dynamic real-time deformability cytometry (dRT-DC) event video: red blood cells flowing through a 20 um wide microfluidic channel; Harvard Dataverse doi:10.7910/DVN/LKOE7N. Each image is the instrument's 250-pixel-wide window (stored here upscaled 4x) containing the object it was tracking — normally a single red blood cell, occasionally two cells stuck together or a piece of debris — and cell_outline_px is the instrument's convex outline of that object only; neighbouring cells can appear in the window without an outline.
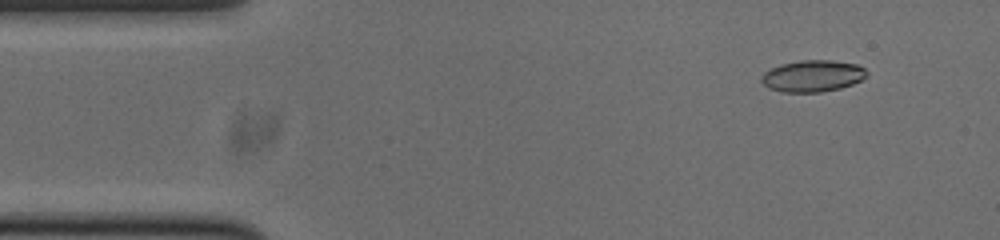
{"species": "common noctule bat (a hibernating species)", "species_latin": "Nyctalus noctula", "temperature_condition": "cold", "stored_images_in_passage": 53, "camera_frame_rate_fps": 3000, "um_per_image_px": 0.085, "animal": {"sex": "male", "body_mass_g": 20.0, "forearm_length_mm": 53.3}, "frame": {"image": 1, "passage_image": 5, "time_ms": 1.333, "image_size_px": [1000, 240], "cell_outline_px": [[868, 72], [860, 80], [852, 84], [840, 88], [820, 92], [780, 92], [768, 88], [760, 80], [764, 72], [780, 64], [800, 60], [832, 60], [856, 64], [864, 68]], "centroid_in_image_um": [69.04, 6.46], "position_along_channel_um": 16.0, "area_um2": 19.36}}
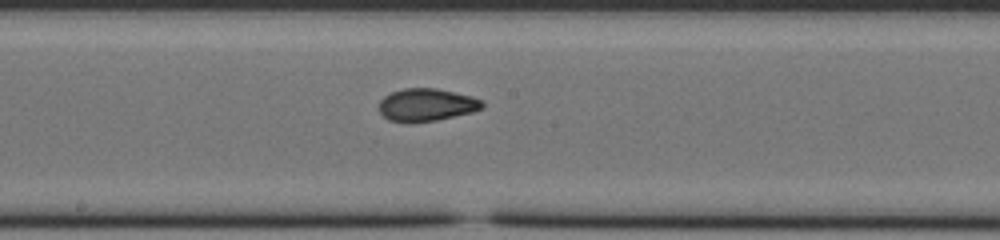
{"frame": {"image": 2, "passage_image": 27, "time_ms": 8.667, "image_size_px": [1000, 240], "cell_outline_px": [[484, 108], [472, 112], [436, 120], [412, 124], [408, 124], [388, 120], [380, 112], [380, 100], [384, 96], [392, 92], [404, 88], [436, 88], [472, 96], [484, 100]], "centroid_in_image_um": [36.27, 8.93], "position_along_channel_um": 211.9, "area_um2": 19.94}}
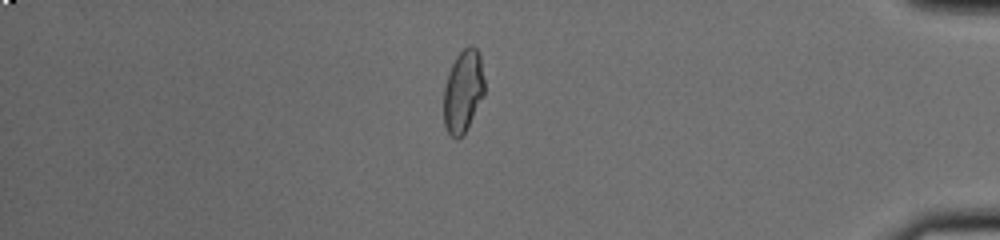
{"frame": {"image": 3, "passage_image": 45, "time_ms": 14.667, "image_size_px": [1000, 240], "cell_outline_px": [[484, 96], [464, 132], [456, 140], [448, 132], [444, 124], [444, 88], [452, 64], [456, 56], [468, 44], [472, 44], [480, 52], [484, 80]], "centroid_in_image_um": [39.38, 7.7], "position_along_channel_um": 395.8, "area_um2": 19.48}, "authors_computed_cell_mechanics": {"area_um2": 19.7676, "velocity_mm_per_s": 3.7813, "shape_relaxation_time_tau1_ms": 5.9748, "shape_relaxation_time_tau2_ms": 1.8264, "deformation_change_tau1": 0.1582, "deformation_change_tau2": 0.0421}}